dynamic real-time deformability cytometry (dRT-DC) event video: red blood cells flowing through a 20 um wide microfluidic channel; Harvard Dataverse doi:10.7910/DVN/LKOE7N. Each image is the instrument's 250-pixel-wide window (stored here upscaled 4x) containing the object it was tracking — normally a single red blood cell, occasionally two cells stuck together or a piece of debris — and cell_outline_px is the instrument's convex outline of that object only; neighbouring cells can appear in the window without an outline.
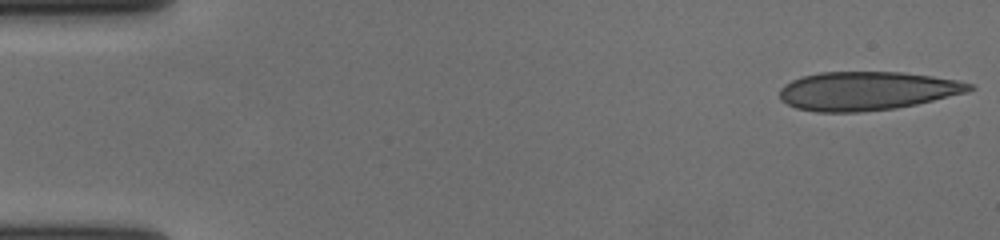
{"species": "human", "species_latin": "Homo sapiens", "temperature_condition": "cold", "stored_images_in_passage": 56, "camera_frame_rate_fps": 3000, "um_per_image_px": 0.085, "donor": {"sex": "female"}, "frame": {"image": 1, "passage_image": 1, "time_ms": 0.0, "image_size_px": [1000, 240], "cell_outline_px": [[976, 88], [968, 92], [916, 104], [896, 108], [860, 112], [816, 112], [796, 108], [780, 100], [780, 88], [784, 84], [792, 80], [804, 76], [820, 72], [904, 72], [932, 76], [956, 80], [972, 84]], "centroid_in_image_um": [73.68, 7.73], "position_along_channel_um": 11.3, "area_um2": 42.77}}
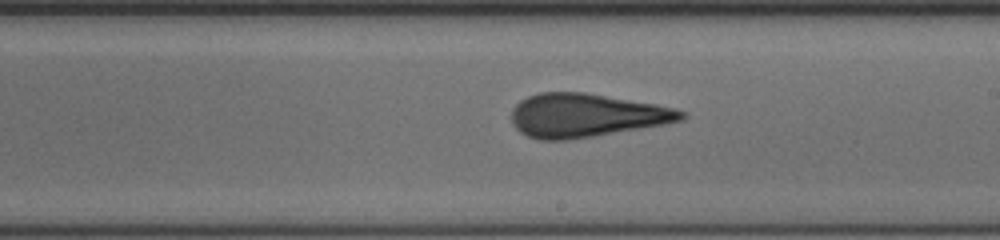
{"frame": {"image": 2, "passage_image": 32, "time_ms": 10.333, "image_size_px": [1000, 240], "cell_outline_px": [[688, 116], [684, 120], [664, 124], [568, 140], [540, 140], [528, 136], [520, 132], [512, 124], [512, 108], [520, 100], [528, 96], [540, 92], [584, 92], [656, 104], [676, 108], [684, 112]], "centroid_in_image_um": [49.81, 9.8], "position_along_channel_um": 239.2, "area_um2": 43.0}}
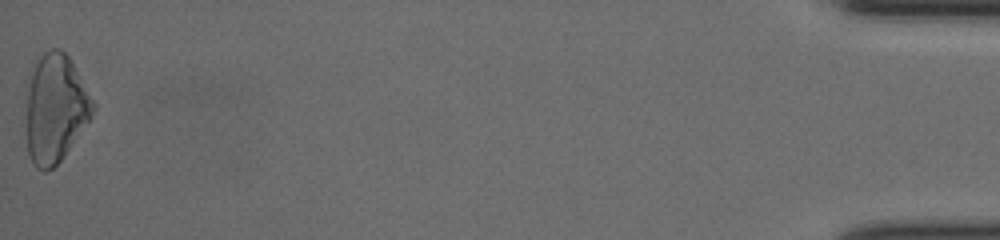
{"frame": {"image": 3, "passage_image": 56, "time_ms": 18.333, "image_size_px": [1000, 240], "cell_outline_px": [[96, 108], [88, 120], [60, 160], [48, 172], [44, 172], [36, 168], [28, 152], [28, 72], [40, 56], [44, 52], [52, 48], [60, 48], [68, 56], [96, 104]], "centroid_in_image_um": [4.7, 9.17], "position_along_channel_um": 430.5, "area_um2": 41.38}, "authors_computed_cell_mechanics": {"area_um2": 42.7431, "velocity_mm_per_s": 3.6332, "shape_relaxation_time_tau1_ms": 10.4839, "shape_relaxation_time_tau2_ms": 1.4875, "deformation_change_tau1": 0.2234, "deformation_change_tau2": 0.0698}}